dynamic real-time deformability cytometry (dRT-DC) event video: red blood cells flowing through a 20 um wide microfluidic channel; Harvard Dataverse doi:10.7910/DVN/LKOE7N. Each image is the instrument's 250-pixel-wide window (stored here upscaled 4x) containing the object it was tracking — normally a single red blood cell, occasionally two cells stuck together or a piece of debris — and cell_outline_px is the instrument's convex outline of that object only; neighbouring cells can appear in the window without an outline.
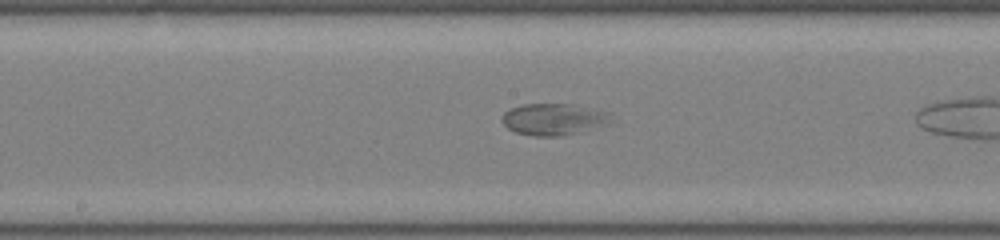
{"species": "common noctule bat (a hibernating species)", "species_latin": "Nyctalus noctula", "temperature_condition": "room temperature", "stored_images_in_passage": 17, "camera_frame_rate_fps": 3000, "um_per_image_px": 0.085, "animal": {"sex": "male", "body_mass_g": 19.0, "forearm_length_mm": 50.8}, "frame": {"image": 1, "passage_image": 10, "time_ms": 3.0, "image_size_px": [1000, 240], "cell_outline_px": [[616, 124], [564, 136], [532, 136], [516, 132], [508, 128], [500, 120], [504, 112], [512, 108], [524, 104], [572, 104], [604, 112]], "centroid_in_image_um": [47.09, 10.16], "position_along_channel_um": 201.1, "area_um2": 20.29}}
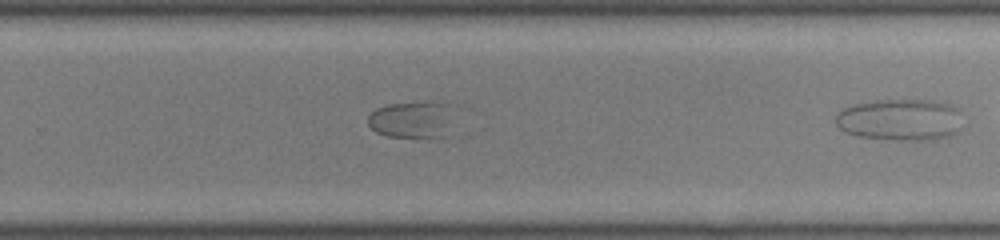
{"frame": {"image": 2, "passage_image": 17, "time_ms": 5.333, "image_size_px": [1000, 240], "cell_outline_px": [[960, 132], [952, 136], [936, 140], [896, 140], [856, 136], [840, 128], [836, 124], [836, 116], [840, 108], [852, 104], [876, 100], [924, 100], [948, 104], [956, 108]], "centroid_in_image_um": [76.47, 10.19], "position_along_channel_um": 253.3, "area_um2": 30.87}}